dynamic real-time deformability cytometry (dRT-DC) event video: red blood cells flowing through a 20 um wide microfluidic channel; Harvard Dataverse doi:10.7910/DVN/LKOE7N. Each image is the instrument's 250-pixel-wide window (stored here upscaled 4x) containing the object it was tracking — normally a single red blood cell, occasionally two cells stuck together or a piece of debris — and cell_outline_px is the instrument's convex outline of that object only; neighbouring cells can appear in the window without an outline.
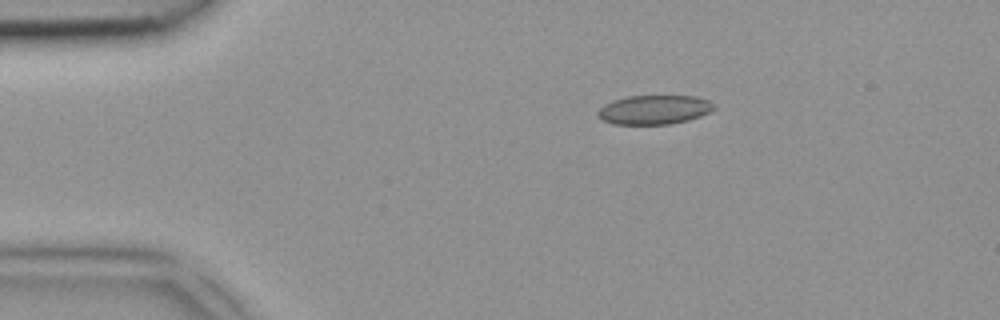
{"species": "common noctule bat (a hibernating species)", "species_latin": "Nyctalus noctula", "temperature_condition": "room temperature", "stored_images_in_passage": 4, "camera_frame_rate_fps": 3000, "um_per_image_px": 0.085, "animal": {"sex": "female", "body_mass_g": 18.4}, "frame": {"image": 1, "passage_image": 2, "time_ms": 0.333, "image_size_px": [1000, 320], "cell_outline_px": [[716, 108], [700, 116], [688, 120], [672, 124], [612, 124], [604, 120], [596, 112], [604, 104], [612, 100], [628, 96], [696, 96], [708, 100], [716, 104]], "centroid_in_image_um": [55.63, 9.32], "position_along_channel_um": 29.4, "area_um2": 19.77}}
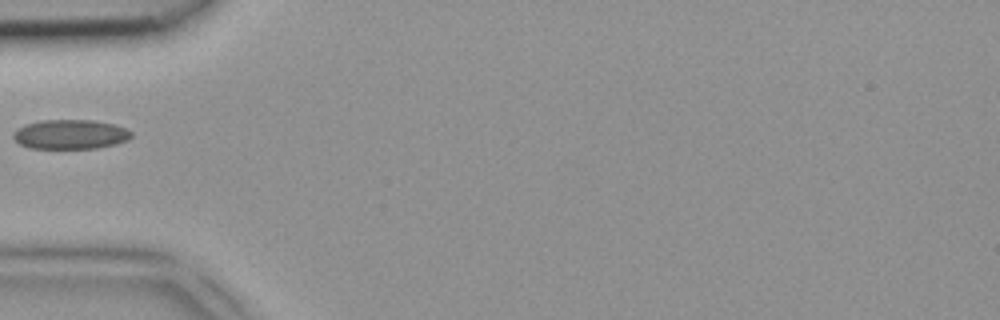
{"frame": {"image": 2, "passage_image": 4, "time_ms": 1.0, "image_size_px": [1000, 320], "cell_outline_px": [[132, 136], [128, 140], [116, 144], [96, 148], [28, 148], [20, 144], [12, 136], [12, 132], [16, 128], [24, 124], [40, 120], [92, 120], [112, 124], [124, 128], [132, 132]], "centroid_in_image_um": [5.94, 11.41], "position_along_channel_um": 79.1, "area_um2": 20.35}}